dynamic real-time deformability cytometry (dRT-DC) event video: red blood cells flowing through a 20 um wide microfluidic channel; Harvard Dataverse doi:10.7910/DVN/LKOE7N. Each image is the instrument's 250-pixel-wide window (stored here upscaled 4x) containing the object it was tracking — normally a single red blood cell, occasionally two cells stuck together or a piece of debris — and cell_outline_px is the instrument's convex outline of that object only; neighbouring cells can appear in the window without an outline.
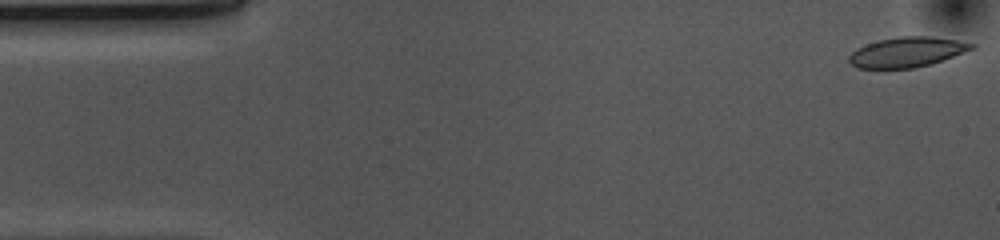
{"species": "common noctule bat (a hibernating species)", "species_latin": "Nyctalus noctula", "temperature_condition": "cold", "stored_images_in_passage": 47, "camera_frame_rate_fps": 3000, "um_per_image_px": 0.085, "animal": {"sex": "female", "body_mass_g": 10.0, "forearm_length_mm": 53.1}, "frame": {"image": 1, "passage_image": 1, "time_ms": 0.0, "image_size_px": [1000, 240], "cell_outline_px": [[976, 48], [932, 64], [916, 68], [856, 68], [848, 60], [848, 56], [856, 48], [880, 40], [900, 36], [932, 36], [956, 40], [976, 44]], "centroid_in_image_um": [77.12, 4.43], "position_along_channel_um": 7.9, "area_um2": 21.5}}
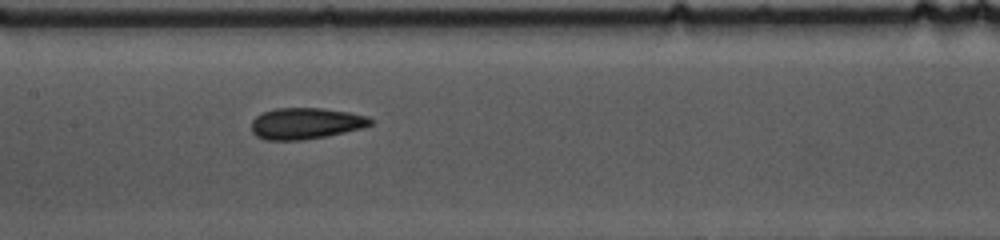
{"frame": {"image": 2, "passage_image": 24, "time_ms": 7.667, "image_size_px": [1000, 240], "cell_outline_px": [[372, 124], [360, 128], [328, 136], [304, 140], [268, 140], [256, 136], [252, 132], [252, 120], [256, 116], [264, 112], [276, 108], [320, 108], [348, 112], [368, 116], [372, 120]], "centroid_in_image_um": [25.97, 10.49], "position_along_channel_um": 181.4, "area_um2": 21.62}}
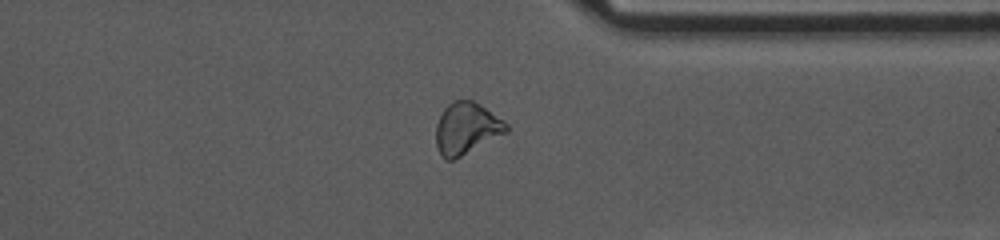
{"frame": {"image": 3, "passage_image": 40, "time_ms": 13.0, "image_size_px": [1000, 240], "cell_outline_px": [[508, 132], [452, 160], [448, 160], [440, 156], [436, 148], [436, 124], [444, 108], [448, 104], [456, 100], [472, 100], [480, 104], [504, 120], [508, 124]], "centroid_in_image_um": [39.64, 10.91], "position_along_channel_um": 371.8, "area_um2": 21.15}, "authors_computed_cell_mechanics": {"area_um2": 21.6172, "velocity_mm_per_s": 3.6867, "shape_relaxation_time_tau1_ms": 6.0555, "shape_relaxation_time_tau2_ms": 4.3506, "deformation_change_tau1": 0.126, "deformation_change_tau2": 0.092}}